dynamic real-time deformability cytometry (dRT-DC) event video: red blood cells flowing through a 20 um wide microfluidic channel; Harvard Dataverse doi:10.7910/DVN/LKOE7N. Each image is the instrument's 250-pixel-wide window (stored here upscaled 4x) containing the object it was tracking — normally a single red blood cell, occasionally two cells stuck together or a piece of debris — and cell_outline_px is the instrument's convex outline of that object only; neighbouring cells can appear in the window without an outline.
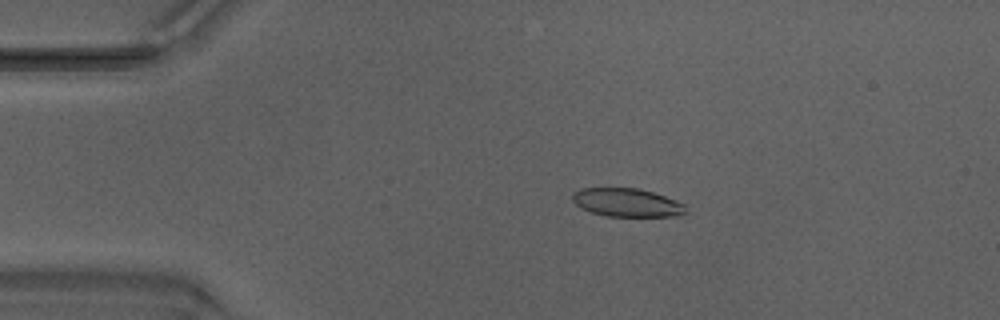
{"species": "Egyptian fruit bat (a non-hibernating species)", "species_latin": "Rousettus aegyptiacus", "temperature_condition": "warm", "stored_images_in_passage": 44, "camera_frame_rate_fps": 3000, "um_per_image_px": 0.085, "animal": {"sex": "male"}, "frame": {"image": 1, "passage_image": 5, "time_ms": 1.333, "image_size_px": [1000, 320], "cell_outline_px": [[688, 212], [676, 216], [604, 216], [580, 208], [572, 200], [572, 192], [580, 188], [636, 188], [652, 192], [676, 200], [684, 204]], "centroid_in_image_um": [53.27, 17.22], "position_along_channel_um": 31.7, "area_um2": 18.79}}
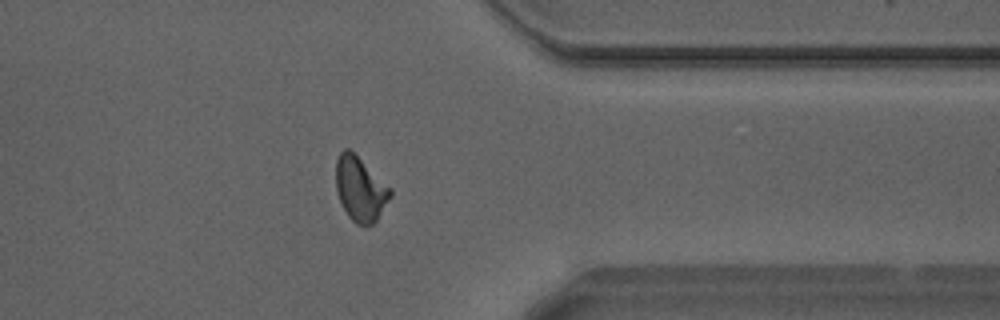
{"frame": {"image": 2, "passage_image": 34, "time_ms": 11.0, "image_size_px": [1000, 320], "cell_outline_px": [[392, 196], [376, 220], [372, 224], [356, 224], [348, 216], [336, 192], [336, 160], [340, 152], [344, 148], [348, 148], [392, 188]], "centroid_in_image_um": [30.62, 16.05], "position_along_channel_um": 380.8, "area_um2": 20.23}}
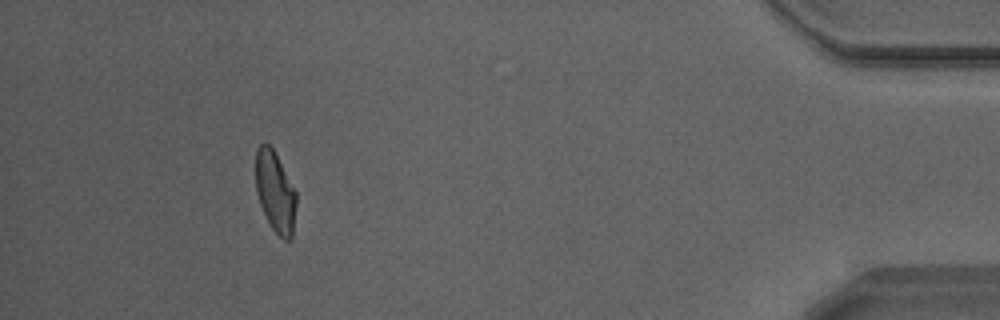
{"frame": {"image": 3, "passage_image": 40, "time_ms": 13.0, "image_size_px": [1000, 320], "cell_outline_px": [[296, 204], [292, 240], [284, 240], [272, 228], [260, 204], [256, 192], [256, 148], [264, 140], [272, 148], [296, 192]], "centroid_in_image_um": [23.39, 16.3], "position_along_channel_um": 411.8, "area_um2": 18.9}, "authors_computed_cell_mechanics": {"area_um2": 20.0566, "velocity_mm_per_s": 4.2312, "shape_relaxation_time_tau1_ms": 5.8465, "shape_relaxation_time_tau2_ms": 1.5525, "deformation_change_tau1": 0.171, "deformation_change_tau2": 0.0817}}